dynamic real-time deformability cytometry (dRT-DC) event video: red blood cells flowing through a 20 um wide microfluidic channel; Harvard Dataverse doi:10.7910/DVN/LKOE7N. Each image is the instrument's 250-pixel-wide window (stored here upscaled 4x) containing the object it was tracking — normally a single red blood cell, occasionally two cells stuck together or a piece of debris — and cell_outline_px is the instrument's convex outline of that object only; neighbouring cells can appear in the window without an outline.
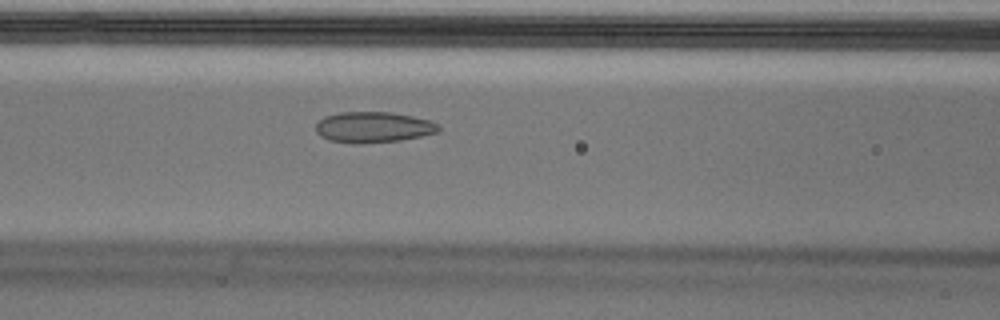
{"species": "Egyptian fruit bat (a non-hibernating species)", "species_latin": "Rousettus aegyptiacus", "temperature_condition": "cold", "stored_images_in_passage": 43, "camera_frame_rate_fps": 3000, "um_per_image_px": 0.085, "animal": {"sex": "male"}, "frame": {"image": 1, "passage_image": 11, "time_ms": 3.333, "image_size_px": [1000, 320], "cell_outline_px": [[440, 132], [400, 140], [360, 144], [352, 144], [328, 140], [320, 136], [316, 132], [316, 124], [324, 116], [340, 112], [392, 112], [432, 120], [440, 124]], "centroid_in_image_um": [31.75, 10.81], "position_along_channel_um": 134.9, "area_um2": 22.37}}
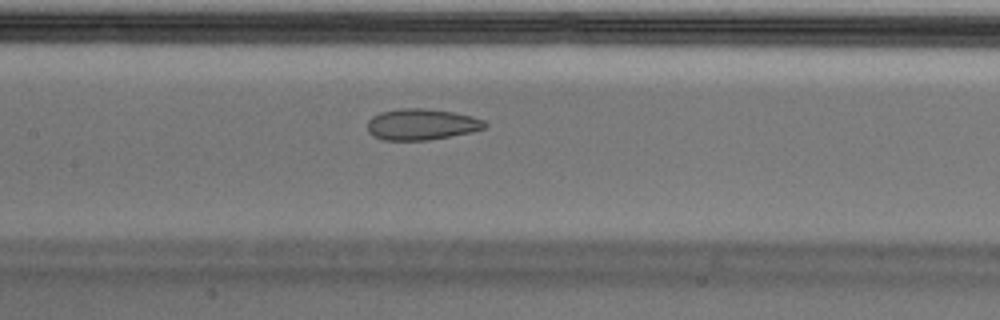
{"frame": {"image": 2, "passage_image": 14, "time_ms": 4.333, "image_size_px": [1000, 320], "cell_outline_px": [[488, 128], [472, 132], [428, 140], [384, 140], [372, 136], [368, 132], [368, 120], [372, 116], [380, 112], [400, 108], [424, 108], [452, 112], [472, 116], [484, 120], [488, 124]], "centroid_in_image_um": [35.84, 10.57], "position_along_channel_um": 171.6, "area_um2": 21.5}}
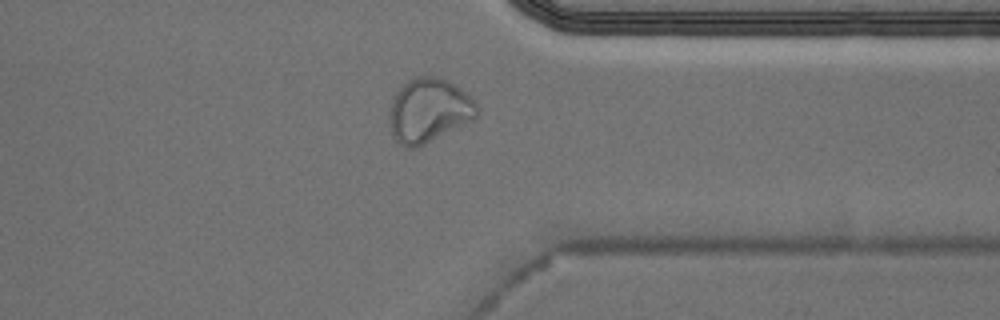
{"frame": {"image": 3, "passage_image": 31, "time_ms": 10.0, "image_size_px": [1000, 320], "cell_outline_px": [[480, 112], [472, 120], [424, 144], [412, 148], [408, 148], [400, 144], [396, 140], [388, 124], [388, 116], [392, 100], [396, 92], [408, 80], [416, 76], [440, 76], [448, 80], [460, 88], [480, 108]], "centroid_in_image_um": [36.43, 9.37], "position_along_channel_um": 375.0, "area_um2": 32.6}, "authors_computed_cell_mechanics": {"area_um2": 23.987, "velocity_mm_per_s": 3.6674, "shape_relaxation_time_tau1_ms": null, "shape_relaxation_time_tau2_ms": 1.6012, "deformation_change_tau1": null, "deformation_change_tau2": 0.071}}